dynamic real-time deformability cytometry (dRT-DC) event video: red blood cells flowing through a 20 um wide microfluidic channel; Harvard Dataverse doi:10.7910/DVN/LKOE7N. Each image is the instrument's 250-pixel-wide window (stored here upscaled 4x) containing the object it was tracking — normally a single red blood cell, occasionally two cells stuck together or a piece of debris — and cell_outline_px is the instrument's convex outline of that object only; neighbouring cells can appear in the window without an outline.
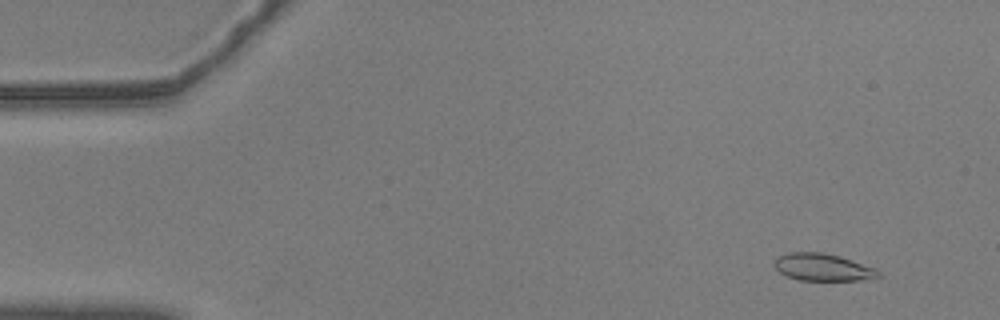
{"species": "common noctule bat (a hibernating species)", "species_latin": "Nyctalus noctula", "temperature_condition": "warm", "stored_images_in_passage": 56, "camera_frame_rate_fps": 3000, "um_per_image_px": 0.085, "animal": {"sex": "male", "body_mass_g": 20.5, "forearm_length_mm": 52.5}, "frame": {"image": 1, "passage_image": 4, "time_ms": 1.0, "image_size_px": [1000, 320], "cell_outline_px": [[880, 276], [856, 280], [800, 280], [788, 276], [780, 272], [772, 264], [772, 260], [788, 252], [824, 252], [840, 256], [876, 268], [880, 272]], "centroid_in_image_um": [69.9, 22.7], "position_along_channel_um": 15.1, "area_um2": 16.47}}
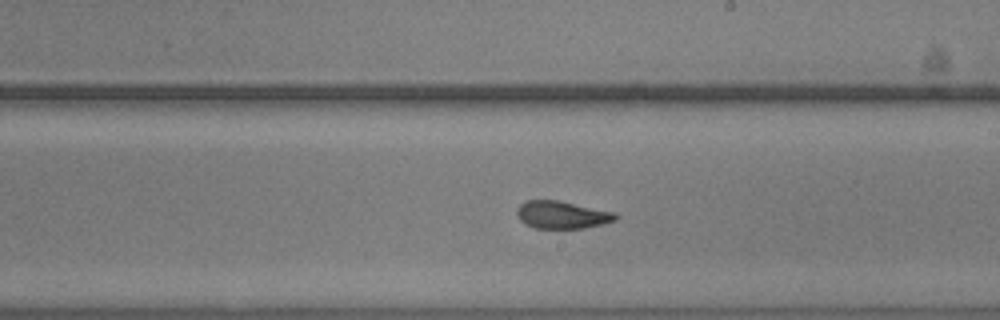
{"frame": {"image": 2, "passage_image": 32, "time_ms": 10.333, "image_size_px": [1000, 320], "cell_outline_px": [[620, 216], [616, 220], [604, 224], [584, 228], [536, 228], [524, 224], [516, 216], [516, 208], [524, 200], [560, 200], [616, 212]], "centroid_in_image_um": [47.78, 18.25], "position_along_channel_um": 241.2, "area_um2": 16.24}}
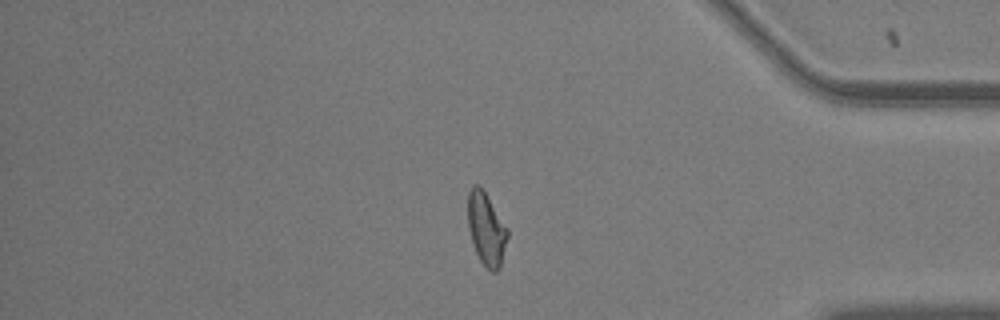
{"frame": {"image": 3, "passage_image": 47, "time_ms": 15.333, "image_size_px": [1000, 320], "cell_outline_px": [[508, 236], [500, 268], [496, 272], [492, 272], [480, 260], [472, 244], [468, 228], [468, 192], [472, 184], [480, 184], [508, 228]], "centroid_in_image_um": [41.33, 19.43], "position_along_channel_um": 393.9, "area_um2": 16.94}, "authors_computed_cell_mechanics": {"area_um2": 16.7042, "velocity_mm_per_s": 3.5739, "shape_relaxation_time_tau1_ms": null, "shape_relaxation_time_tau2_ms": 1.4574, "deformation_change_tau1": null, "deformation_change_tau2": 0.0886}}